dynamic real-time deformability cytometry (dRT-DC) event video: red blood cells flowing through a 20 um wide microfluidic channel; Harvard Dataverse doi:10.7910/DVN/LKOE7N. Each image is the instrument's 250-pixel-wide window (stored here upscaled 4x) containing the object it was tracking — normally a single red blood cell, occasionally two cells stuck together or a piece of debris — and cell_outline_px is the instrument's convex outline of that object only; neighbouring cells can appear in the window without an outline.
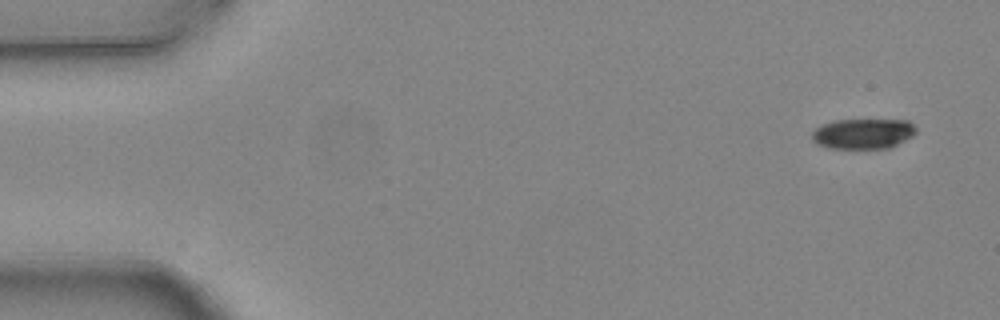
{"species": "common noctule bat (a hibernating species)", "species_latin": "Nyctalus noctula", "temperature_condition": "warm", "stored_images_in_passage": 6, "camera_frame_rate_fps": 3000, "um_per_image_px": 0.085, "animal": {"sex": "female", "body_mass_g": 24.6, "forearm_length_mm": 56.2}, "frame": {"image": 1, "passage_image": 1, "time_ms": 0.0, "image_size_px": [1000, 320], "cell_outline_px": [[916, 132], [912, 136], [888, 148], [828, 148], [816, 144], [812, 140], [812, 132], [820, 124], [836, 120], [908, 120], [916, 128]], "centroid_in_image_um": [73.32, 11.36], "position_along_channel_um": 11.7, "area_um2": 18.32}}
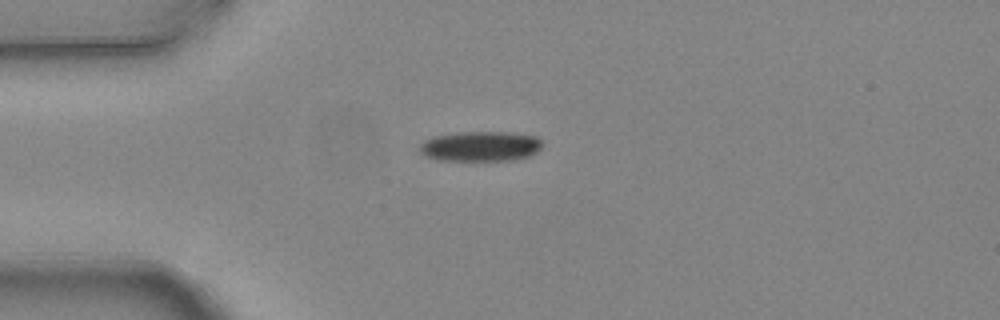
{"frame": {"image": 2, "passage_image": 4, "time_ms": 1.0, "image_size_px": [1000, 320], "cell_outline_px": [[544, 144], [536, 152], [528, 156], [512, 160], [436, 160], [424, 156], [416, 148], [424, 140], [432, 136], [456, 132], [508, 132], [536, 136]], "centroid_in_image_um": [40.78, 12.43], "position_along_channel_um": 44.2, "area_um2": 21.73}}
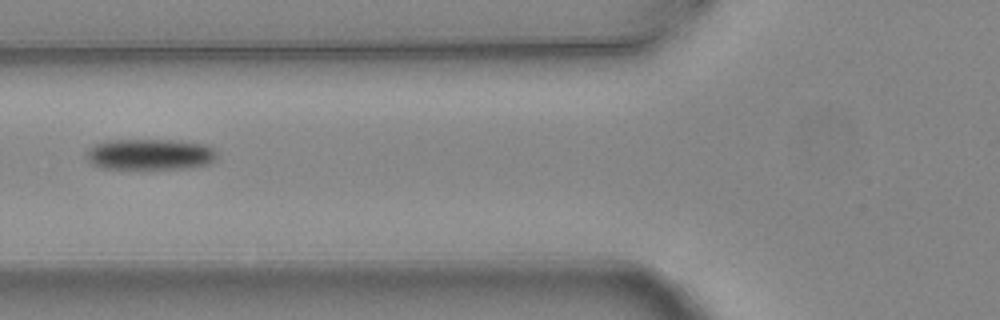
{"frame": {"image": 3, "passage_image": 6, "time_ms": 1.667, "image_size_px": [1000, 320], "cell_outline_px": [[216, 160], [208, 164], [188, 168], [100, 168], [92, 164], [88, 160], [88, 152], [96, 144], [104, 140], [176, 140], [208, 144], [216, 148]], "centroid_in_image_um": [12.83, 13.11], "position_along_channel_um": 113.0, "area_um2": 23.58}}